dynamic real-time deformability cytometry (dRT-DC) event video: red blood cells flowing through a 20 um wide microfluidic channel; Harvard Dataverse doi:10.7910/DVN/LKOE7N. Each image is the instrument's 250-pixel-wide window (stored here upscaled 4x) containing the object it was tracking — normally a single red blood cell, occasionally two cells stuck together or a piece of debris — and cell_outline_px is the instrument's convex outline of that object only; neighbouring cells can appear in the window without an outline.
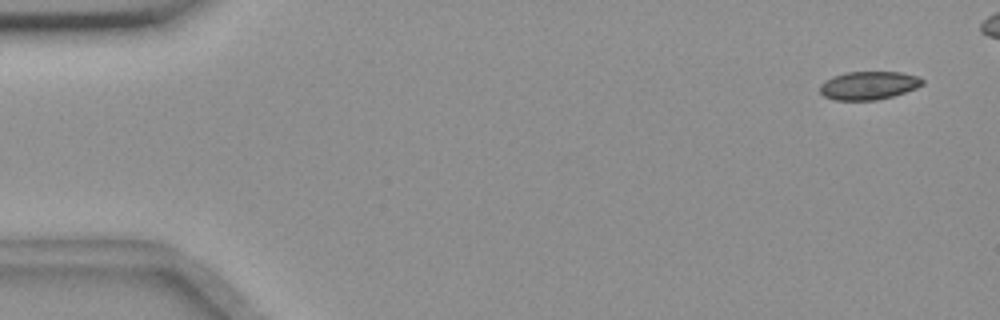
{"species": "common noctule bat (a hibernating species)", "species_latin": "Nyctalus noctula", "temperature_condition": "room temperature", "stored_images_in_passage": 13, "camera_frame_rate_fps": 3000, "um_per_image_px": 0.085, "animal": {"sex": "female", "body_mass_g": 18.4}, "frame": {"image": 1, "passage_image": 1, "time_ms": 0.0, "image_size_px": [1000, 320], "cell_outline_px": [[924, 84], [916, 88], [892, 96], [876, 100], [836, 100], [824, 96], [820, 92], [820, 84], [824, 80], [832, 76], [848, 72], [900, 72], [920, 76], [924, 80]], "centroid_in_image_um": [73.84, 7.25], "position_along_channel_um": 11.2, "area_um2": 16.94}}
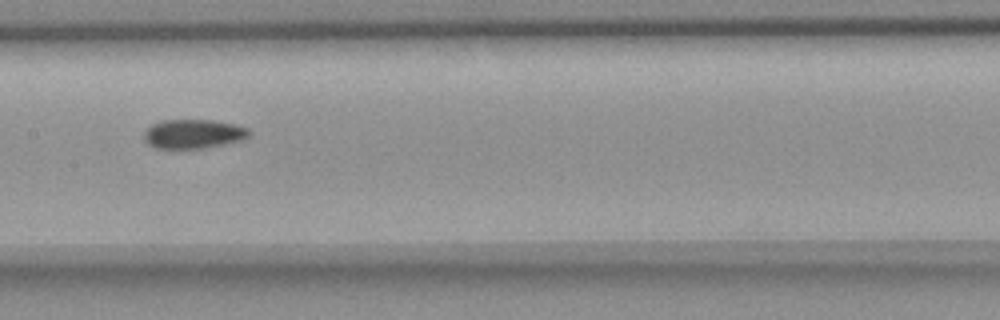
{"frame": {"image": 2, "passage_image": 7, "time_ms": 8.333, "image_size_px": [1000, 320], "cell_outline_px": [[252, 132], [248, 136], [240, 140], [224, 144], [204, 148], [156, 148], [148, 144], [144, 140], [144, 132], [152, 124], [164, 120], [212, 120], [236, 124], [248, 128]], "centroid_in_image_um": [16.44, 11.37], "position_along_channel_um": 191.0, "area_um2": 17.8}}
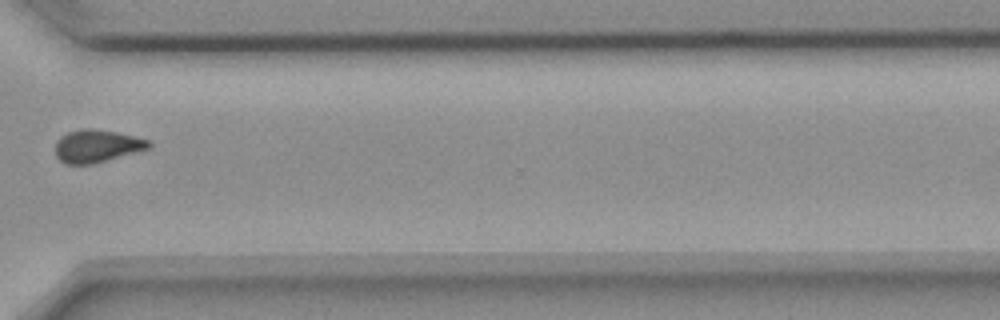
{"frame": {"image": 3, "passage_image": 11, "time_ms": 13.0, "image_size_px": [1000, 320], "cell_outline_px": [[152, 144], [148, 148], [92, 164], [64, 164], [56, 156], [56, 140], [60, 136], [68, 132], [84, 128], [88, 128], [116, 132], [148, 140]], "centroid_in_image_um": [8.17, 12.41], "position_along_channel_um": 362.4, "area_um2": 17.46}}